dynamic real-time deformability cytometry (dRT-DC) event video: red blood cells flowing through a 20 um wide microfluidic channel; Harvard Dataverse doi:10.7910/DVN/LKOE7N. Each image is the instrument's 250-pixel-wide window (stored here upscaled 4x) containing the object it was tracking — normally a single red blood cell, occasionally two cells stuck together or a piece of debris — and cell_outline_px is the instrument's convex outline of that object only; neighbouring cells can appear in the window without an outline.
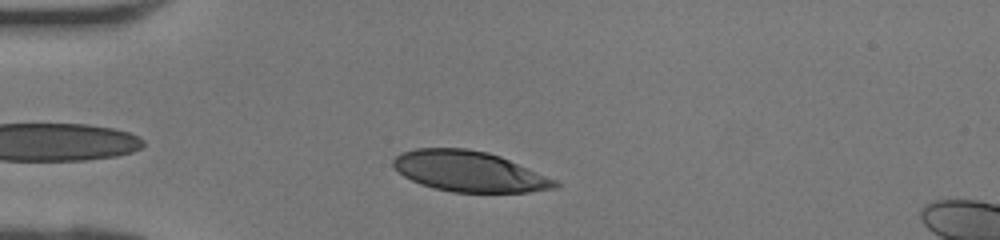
{"species": "human", "species_latin": "Homo sapiens", "temperature_condition": "room temperature", "stored_images_in_passage": 31, "camera_frame_rate_fps": 3000, "um_per_image_px": 0.085, "donor": {"sex": "female"}, "frame": {"image": 1, "passage_image": 4, "time_ms": 1.0, "image_size_px": [1000, 240], "cell_outline_px": [[560, 184], [556, 188], [528, 192], [452, 192], [432, 188], [420, 184], [404, 176], [392, 164], [392, 160], [400, 152], [416, 148], [468, 148], [488, 152], [500, 156], [560, 180]], "centroid_in_image_um": [39.92, 14.57], "position_along_channel_um": 45.1, "area_um2": 38.55}}
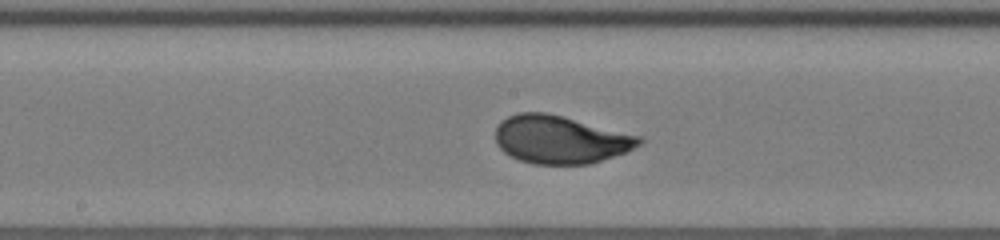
{"frame": {"image": 2, "passage_image": 15, "time_ms": 4.667, "image_size_px": [1000, 240], "cell_outline_px": [[644, 140], [640, 144], [628, 152], [588, 164], [532, 164], [520, 160], [504, 152], [496, 144], [496, 128], [500, 120], [516, 112], [544, 112], [644, 136]], "centroid_in_image_um": [47.64, 11.86], "position_along_channel_um": 200.6, "area_um2": 40.34}}
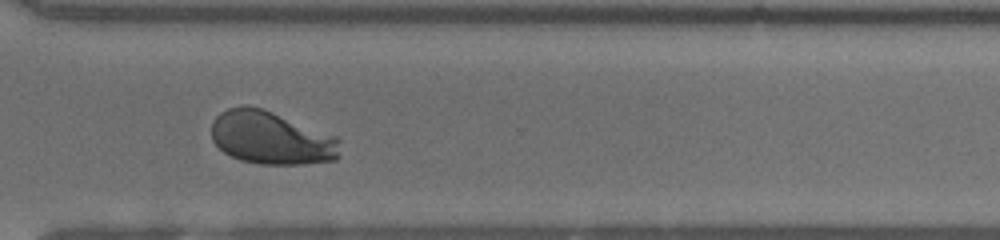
{"frame": {"image": 3, "passage_image": 24, "time_ms": 7.667, "image_size_px": [1000, 240], "cell_outline_px": [[340, 156], [336, 160], [304, 164], [260, 164], [240, 160], [224, 152], [212, 140], [212, 120], [220, 112], [228, 108], [248, 104], [272, 112], [336, 136], [340, 140]], "centroid_in_image_um": [23.05, 11.73], "position_along_channel_um": 347.5, "area_um2": 39.82}}